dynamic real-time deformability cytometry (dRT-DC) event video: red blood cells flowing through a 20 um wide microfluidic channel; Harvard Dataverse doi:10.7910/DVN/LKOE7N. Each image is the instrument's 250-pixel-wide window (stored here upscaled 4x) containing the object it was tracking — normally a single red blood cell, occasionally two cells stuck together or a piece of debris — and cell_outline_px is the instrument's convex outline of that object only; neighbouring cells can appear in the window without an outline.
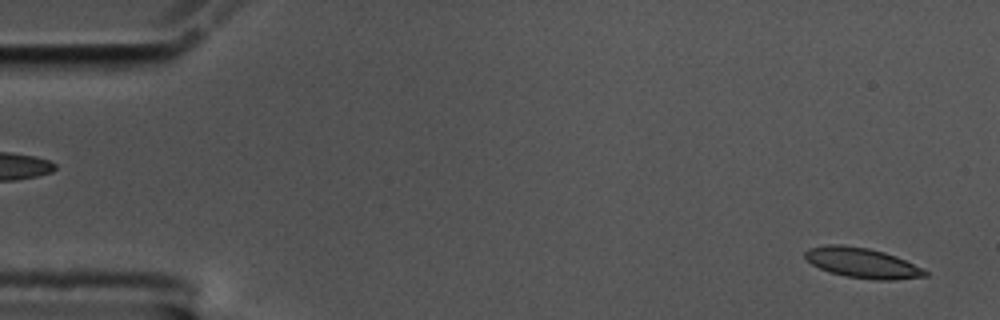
{"species": "common noctule bat (a hibernating species)", "species_latin": "Nyctalus noctula", "temperature_condition": "cold", "stored_images_in_passage": 56, "camera_frame_rate_fps": 3000, "um_per_image_px": 0.085, "animal": {"sex": "male", "body_mass_g": 17.5, "forearm_length_mm": 52.3}, "frame": {"image": 1, "passage_image": 2, "time_ms": 0.333, "image_size_px": [1000, 320], "cell_outline_px": [[928, 276], [892, 280], [876, 280], [844, 276], [828, 272], [812, 264], [804, 256], [804, 252], [808, 248], [824, 244], [840, 244], [868, 248], [884, 252], [896, 256], [924, 268], [928, 272]], "centroid_in_image_um": [73.29, 22.34], "position_along_channel_um": 11.7, "area_um2": 21.27}}
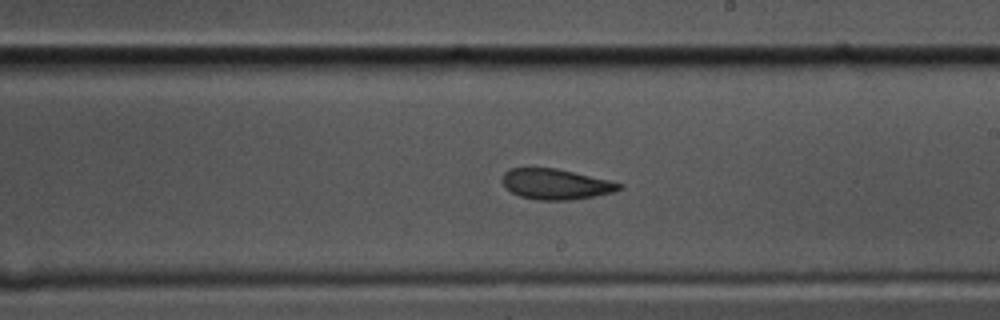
{"frame": {"image": 2, "passage_image": 32, "time_ms": 10.333, "image_size_px": [1000, 320], "cell_outline_px": [[624, 184], [620, 188], [612, 192], [592, 196], [568, 200], [536, 200], [520, 196], [512, 192], [500, 180], [504, 172], [508, 168], [556, 168], [608, 180]], "centroid_in_image_um": [47.19, 15.64], "position_along_channel_um": 241.8, "area_um2": 20.52}}
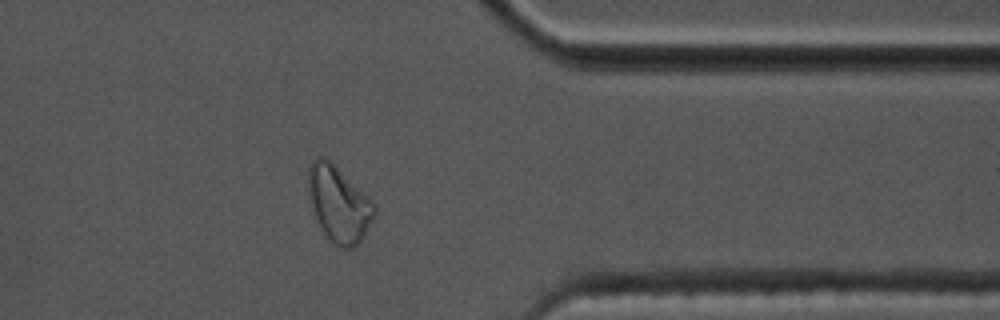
{"frame": {"image": 3, "passage_image": 45, "time_ms": 14.667, "image_size_px": [1000, 320], "cell_outline_px": [[376, 212], [364, 236], [356, 248], [340, 248], [332, 244], [324, 236], [320, 228], [312, 208], [308, 196], [308, 168], [312, 160], [316, 156], [324, 156], [368, 196], [372, 200], [376, 208]], "centroid_in_image_um": [28.77, 17.38], "position_along_channel_um": 382.6, "area_um2": 29.42}, "authors_computed_cell_mechanics": {"area_um2": 21.5305, "velocity_mm_per_s": 3.5129, "shape_relaxation_time_tau1_ms": 8.3308, "shape_relaxation_time_tau2_ms": 5.4164, "deformation_change_tau1": 0.1979, "deformation_change_tau2": 0.1244}}